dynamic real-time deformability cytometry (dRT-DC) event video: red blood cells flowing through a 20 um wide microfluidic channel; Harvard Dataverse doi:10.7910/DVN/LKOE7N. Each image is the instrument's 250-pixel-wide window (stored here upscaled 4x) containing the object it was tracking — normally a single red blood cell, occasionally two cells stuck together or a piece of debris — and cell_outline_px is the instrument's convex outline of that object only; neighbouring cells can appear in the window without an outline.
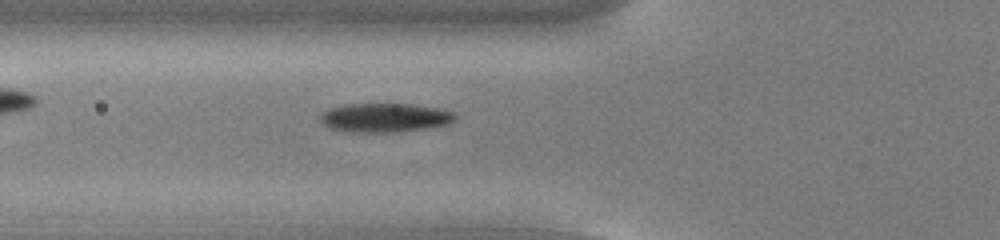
{"species": "common noctule bat (a hibernating species)", "species_latin": "Nyctalus noctula", "temperature_condition": "cold", "stored_images_in_passage": 55, "camera_frame_rate_fps": 3000, "um_per_image_px": 0.085, "animal": {"sex": "male", "body_mass_g": 13.0, "forearm_length_mm": 53.1}, "frame": {"image": 1, "passage_image": 21, "time_ms": 6.667, "image_size_px": [1000, 240], "cell_outline_px": [[456, 120], [448, 124], [428, 128], [400, 132], [344, 132], [328, 128], [320, 124], [320, 116], [328, 108], [348, 104], [412, 104], [436, 108], [452, 112], [456, 116]], "centroid_in_image_um": [32.66, 10.02], "position_along_channel_um": 93.1, "area_um2": 23.0}}
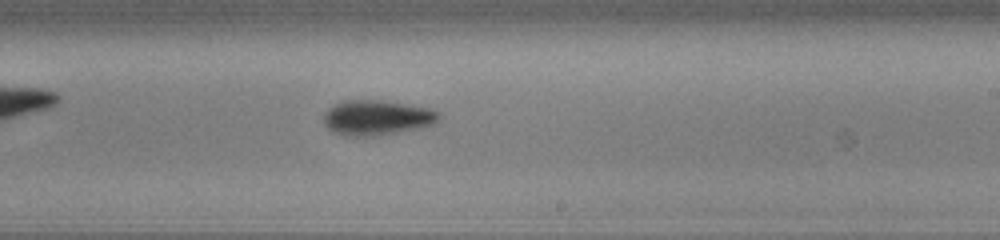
{"frame": {"image": 2, "passage_image": 34, "time_ms": 11.0, "image_size_px": [1000, 240], "cell_outline_px": [[440, 116], [432, 124], [420, 128], [380, 136], [344, 136], [332, 132], [324, 124], [324, 116], [328, 108], [344, 100], [384, 100], [428, 108], [440, 112]], "centroid_in_image_um": [32.01, 10.01], "position_along_channel_um": 257.0, "area_um2": 23.64}}
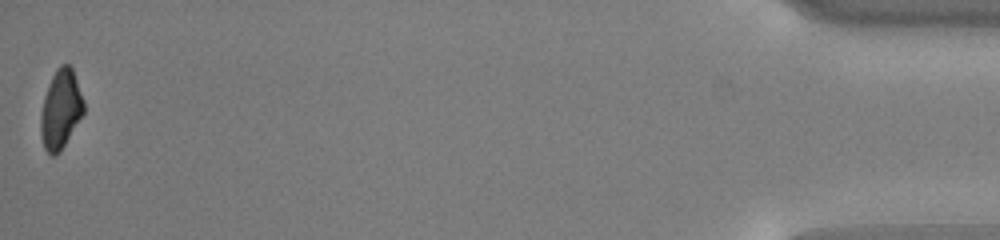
{"frame": {"image": 3, "passage_image": 55, "time_ms": 18.0, "image_size_px": [1000, 240], "cell_outline_px": [[84, 112], [60, 152], [56, 156], [52, 156], [44, 148], [40, 136], [40, 116], [44, 96], [52, 76], [56, 68], [60, 64], [68, 64], [72, 68], [84, 100]], "centroid_in_image_um": [5.14, 9.3], "position_along_channel_um": 430.1, "area_um2": 19.83}, "authors_computed_cell_mechanics": {"area_um2": 21.0392, "velocity_mm_per_s": 3.7824, "shape_relaxation_time_tau1_ms": 2.5264, "shape_relaxation_time_tau2_ms": null, "deformation_change_tau1": 0.1153, "deformation_change_tau2": null}}